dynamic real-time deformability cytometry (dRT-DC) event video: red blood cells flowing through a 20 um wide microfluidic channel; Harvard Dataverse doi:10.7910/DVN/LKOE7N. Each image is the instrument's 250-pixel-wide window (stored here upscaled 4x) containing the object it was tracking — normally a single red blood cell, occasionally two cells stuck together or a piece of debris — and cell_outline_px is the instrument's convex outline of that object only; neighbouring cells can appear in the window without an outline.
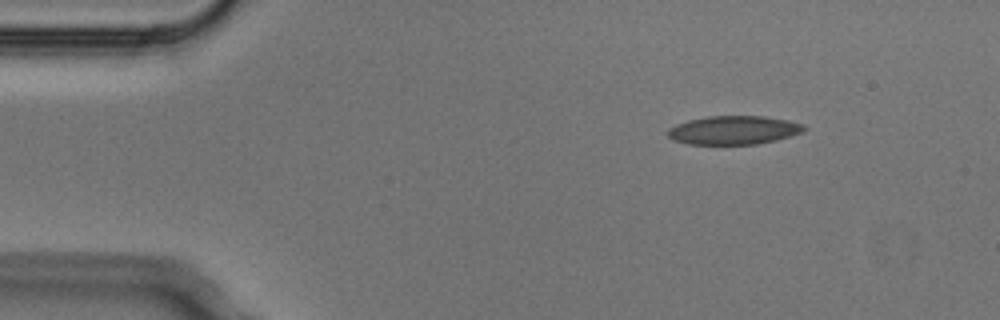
{"species": "Egyptian fruit bat (a non-hibernating species)", "species_latin": "Rousettus aegyptiacus", "temperature_condition": "cold", "stored_images_in_passage": 4, "camera_frame_rate_fps": 3000, "um_per_image_px": 0.085, "animal": {"sex": "male"}, "frame": {"image": 1, "passage_image": 2, "time_ms": 0.333, "image_size_px": [1000, 320], "cell_outline_px": [[808, 128], [800, 132], [776, 140], [756, 144], [688, 144], [672, 140], [668, 136], [668, 128], [676, 124], [688, 120], [708, 116], [764, 116], [788, 120], [804, 124]], "centroid_in_image_um": [62.34, 11.06], "position_along_channel_um": 22.7, "area_um2": 22.72}}